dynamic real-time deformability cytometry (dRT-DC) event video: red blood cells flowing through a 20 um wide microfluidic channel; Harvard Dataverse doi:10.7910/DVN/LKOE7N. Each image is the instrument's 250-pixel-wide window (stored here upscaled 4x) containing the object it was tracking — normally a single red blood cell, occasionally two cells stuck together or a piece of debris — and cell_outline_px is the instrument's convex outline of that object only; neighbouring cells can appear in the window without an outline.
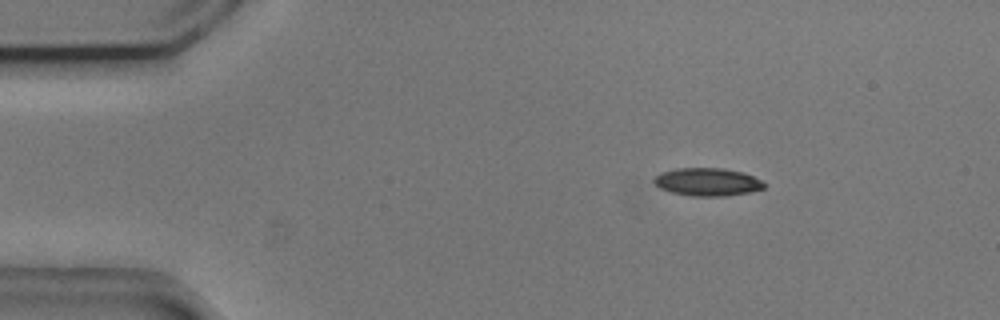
{"species": "common noctule bat (a hibernating species)", "species_latin": "Nyctalus noctula", "temperature_condition": "cold", "stored_images_in_passage": 48, "camera_frame_rate_fps": 3000, "um_per_image_px": 0.085, "animal": {"sex": "male", "body_mass_g": 20.5, "forearm_length_mm": 52.5}, "frame": {"image": 1, "passage_image": 2, "time_ms": 0.333, "image_size_px": [1000, 320], "cell_outline_px": [[764, 188], [752, 192], [724, 196], [692, 196], [672, 192], [660, 188], [652, 180], [660, 172], [676, 168], [724, 168], [744, 172], [760, 180], [764, 184]], "centroid_in_image_um": [60.13, 15.46], "position_along_channel_um": 24.9, "area_um2": 17.92}}
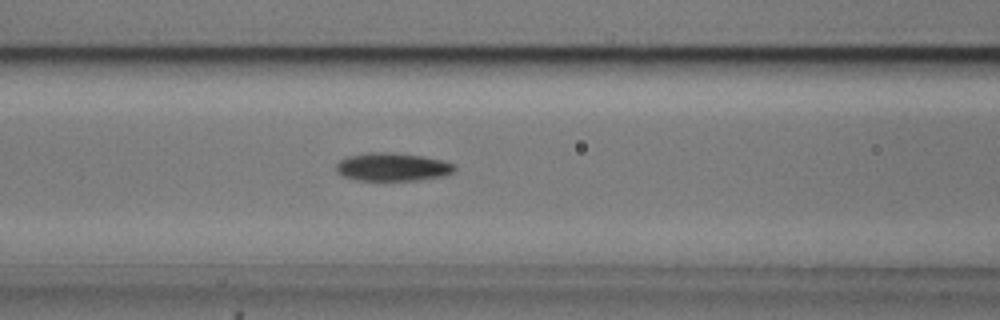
{"frame": {"image": 2, "passage_image": 16, "time_ms": 5.0, "image_size_px": [1000, 320], "cell_outline_px": [[456, 168], [452, 172], [444, 176], [420, 180], [356, 180], [344, 176], [336, 172], [336, 164], [340, 160], [348, 156], [368, 152], [392, 152], [424, 156], [456, 164]], "centroid_in_image_um": [33.36, 14.18], "position_along_channel_um": 133.2, "area_um2": 19.54}}
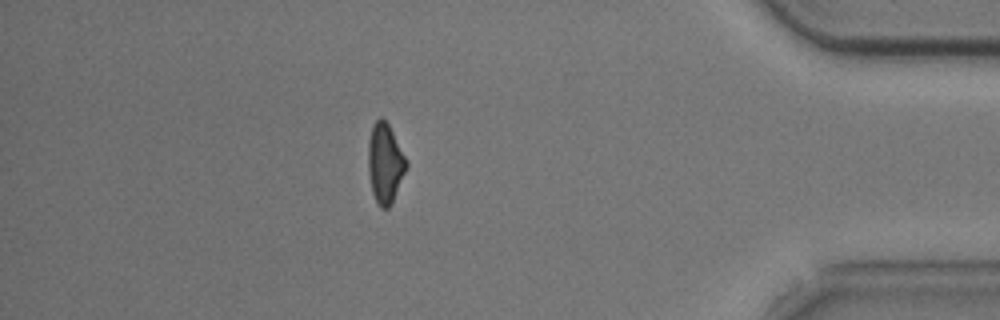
{"frame": {"image": 3, "passage_image": 41, "time_ms": 13.333, "image_size_px": [1000, 320], "cell_outline_px": [[408, 164], [392, 204], [388, 208], [380, 208], [372, 192], [368, 172], [368, 140], [372, 124], [380, 116], [388, 124]], "centroid_in_image_um": [32.7, 13.89], "position_along_channel_um": 402.5, "area_um2": 17.57}, "authors_computed_cell_mechanics": {"area_um2": 18.3804, "velocity_mm_per_s": 3.7289, "shape_relaxation_time_tau1_ms": 3.1525, "shape_relaxation_time_tau2_ms": 3.4056, "deformation_change_tau1": 0.1299, "deformation_change_tau2": 0.1029}}